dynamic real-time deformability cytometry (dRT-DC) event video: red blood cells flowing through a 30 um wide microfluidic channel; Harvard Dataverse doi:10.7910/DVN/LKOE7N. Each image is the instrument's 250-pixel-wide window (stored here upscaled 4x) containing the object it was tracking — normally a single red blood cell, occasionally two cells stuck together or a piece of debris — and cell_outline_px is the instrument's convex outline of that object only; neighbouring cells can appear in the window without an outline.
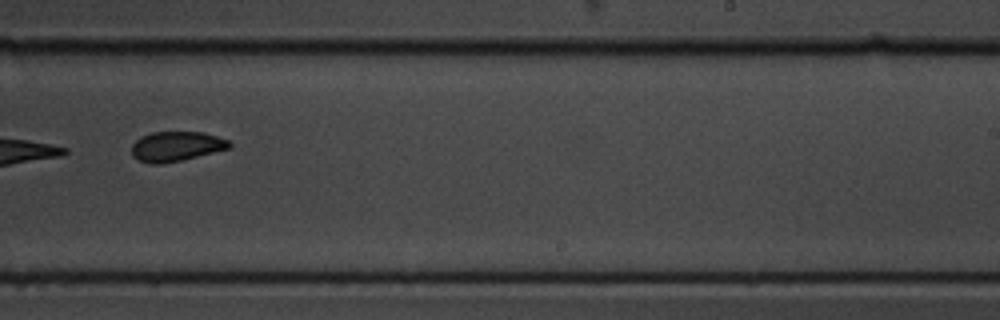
{"species": "common noctule bat (a hibernating species)", "species_latin": "Nyctalus noctula", "temperature_condition": "cold", "stored_images_in_passage": 10, "camera_frame_rate_fps": 3000, "um_per_image_px": 0.085, "animal": {"sex": "male", "body_mass_g": 19.5, "forearm_length_mm": 54.6}, "frame": {"image": 1, "passage_image": 10, "time_ms": 3.0, "image_size_px": [1000, 320], "cell_outline_px": [[232, 148], [180, 160], [160, 164], [152, 164], [140, 160], [132, 156], [132, 144], [140, 136], [152, 132], [204, 132], [228, 140], [232, 144]], "centroid_in_image_um": [14.99, 12.43], "position_along_channel_um": 274.0, "area_um2": 16.94}}